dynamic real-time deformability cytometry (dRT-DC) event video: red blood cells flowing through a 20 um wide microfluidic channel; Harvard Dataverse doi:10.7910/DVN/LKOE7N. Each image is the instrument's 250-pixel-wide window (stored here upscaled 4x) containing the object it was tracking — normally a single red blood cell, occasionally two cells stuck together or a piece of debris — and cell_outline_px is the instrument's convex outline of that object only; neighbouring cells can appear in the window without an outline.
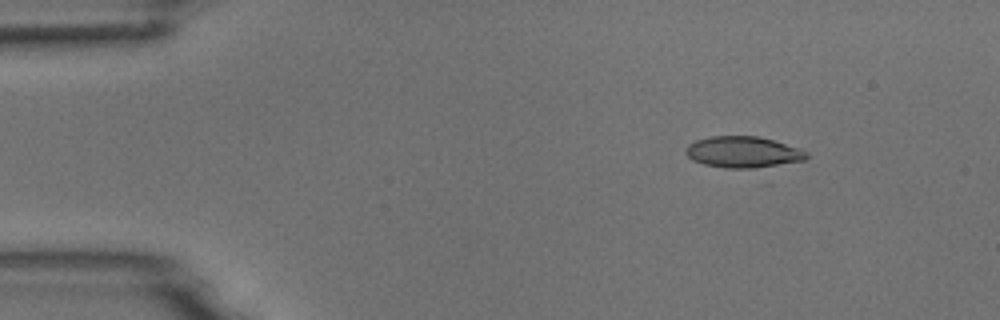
{"species": "common noctule bat (a hibernating species)", "species_latin": "Nyctalus noctula", "temperature_condition": "room temperature", "stored_images_in_passage": 4, "camera_frame_rate_fps": 3000, "um_per_image_px": 0.085, "animal": {"sex": "male", "body_mass_g": 18.8}, "frame": {"image": 1, "passage_image": 1, "time_ms": 0.0, "image_size_px": [1000, 320], "cell_outline_px": [[808, 156], [804, 160], [768, 168], [724, 168], [704, 164], [692, 160], [684, 152], [684, 148], [688, 144], [696, 140], [708, 136], [760, 136], [800, 148], [808, 152]], "centroid_in_image_um": [63.17, 12.93], "position_along_channel_um": 21.8, "area_um2": 22.48}}
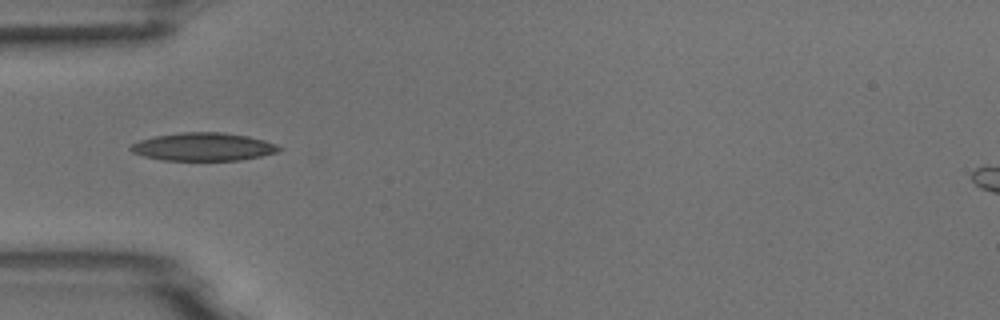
{"frame": {"image": 2, "passage_image": 4, "time_ms": 1.0, "image_size_px": [1000, 320], "cell_outline_px": [[284, 148], [276, 152], [260, 156], [240, 160], [164, 160], [144, 156], [132, 152], [128, 148], [132, 144], [140, 140], [156, 136], [180, 132], [224, 132], [248, 136], [264, 140], [276, 144]], "centroid_in_image_um": [17.29, 12.47], "position_along_channel_um": 67.7, "area_um2": 24.16}}